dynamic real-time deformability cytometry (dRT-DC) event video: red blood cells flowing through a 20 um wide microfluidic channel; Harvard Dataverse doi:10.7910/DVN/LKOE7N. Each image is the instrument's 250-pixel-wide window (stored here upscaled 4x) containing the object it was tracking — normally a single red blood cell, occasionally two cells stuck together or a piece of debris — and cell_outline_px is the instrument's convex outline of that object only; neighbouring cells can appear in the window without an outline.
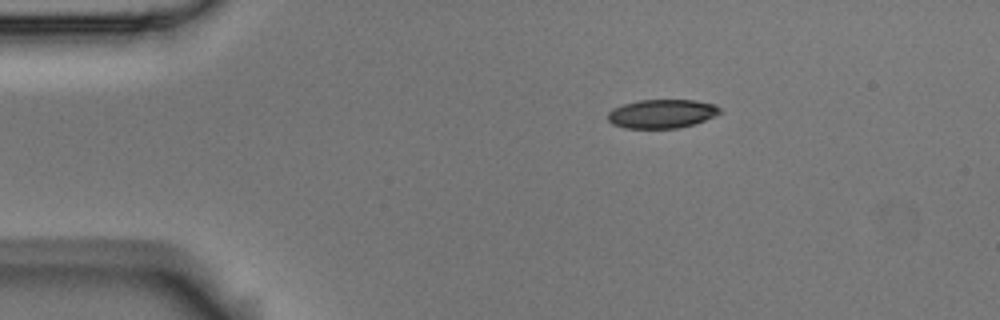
{"species": "Egyptian fruit bat (a non-hibernating species)", "species_latin": "Rousettus aegyptiacus", "temperature_condition": "room temperature", "stored_images_in_passage": 3, "camera_frame_rate_fps": 3000, "um_per_image_px": 0.085, "animal": {"sex": "male"}, "frame": {"image": 1, "passage_image": 1, "time_ms": 0.0, "image_size_px": [1000, 320], "cell_outline_px": [[720, 112], [704, 120], [680, 128], [624, 128], [612, 124], [608, 120], [608, 112], [612, 108], [624, 104], [640, 100], [692, 100], [716, 104], [720, 108]], "centroid_in_image_um": [56.22, 9.67], "position_along_channel_um": 28.8, "area_um2": 18.67}}
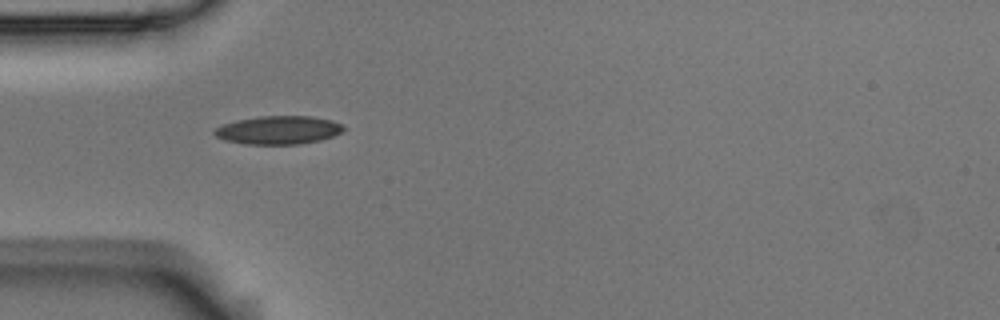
{"frame": {"image": 2, "passage_image": 3, "time_ms": 0.667, "image_size_px": [1000, 320], "cell_outline_px": [[344, 128], [340, 132], [332, 136], [320, 140], [300, 144], [244, 144], [224, 140], [216, 136], [212, 132], [216, 128], [224, 124], [236, 120], [260, 116], [312, 116], [332, 120], [344, 124]], "centroid_in_image_um": [23.67, 11.05], "position_along_channel_um": 61.3, "area_um2": 21.33}}